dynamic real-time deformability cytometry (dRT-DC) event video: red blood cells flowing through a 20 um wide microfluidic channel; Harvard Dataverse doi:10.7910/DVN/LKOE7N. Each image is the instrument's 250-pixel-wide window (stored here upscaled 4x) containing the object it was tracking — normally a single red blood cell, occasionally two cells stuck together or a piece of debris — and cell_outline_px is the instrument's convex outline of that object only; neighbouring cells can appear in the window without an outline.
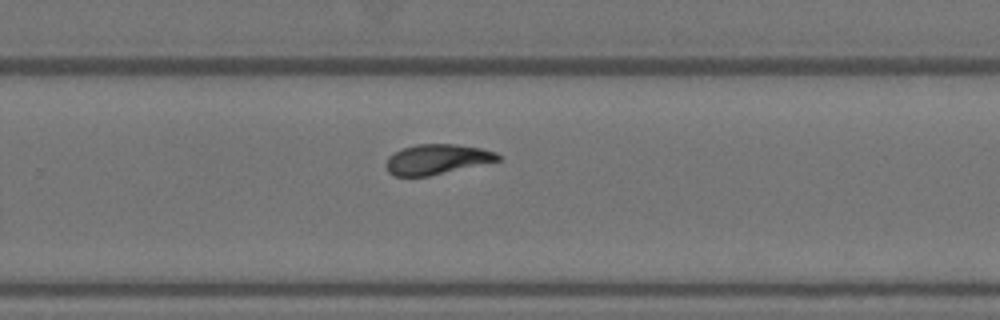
{"species": "Egyptian fruit bat (a non-hibernating species)", "species_latin": "Rousettus aegyptiacus", "temperature_condition": "warm", "stored_images_in_passage": 8, "camera_frame_rate_fps": 3000, "um_per_image_px": 0.085, "animal": {"sex": "female"}, "frame": {"image": 1, "passage_image": 8, "time_ms": 2.333, "image_size_px": [1000, 320], "cell_outline_px": [[500, 160], [428, 176], [392, 176], [388, 172], [384, 164], [388, 156], [404, 148], [416, 144], [456, 144], [480, 148], [496, 152], [500, 156]], "centroid_in_image_um": [37.09, 13.54], "position_along_channel_um": 292.7, "area_um2": 19.48}}